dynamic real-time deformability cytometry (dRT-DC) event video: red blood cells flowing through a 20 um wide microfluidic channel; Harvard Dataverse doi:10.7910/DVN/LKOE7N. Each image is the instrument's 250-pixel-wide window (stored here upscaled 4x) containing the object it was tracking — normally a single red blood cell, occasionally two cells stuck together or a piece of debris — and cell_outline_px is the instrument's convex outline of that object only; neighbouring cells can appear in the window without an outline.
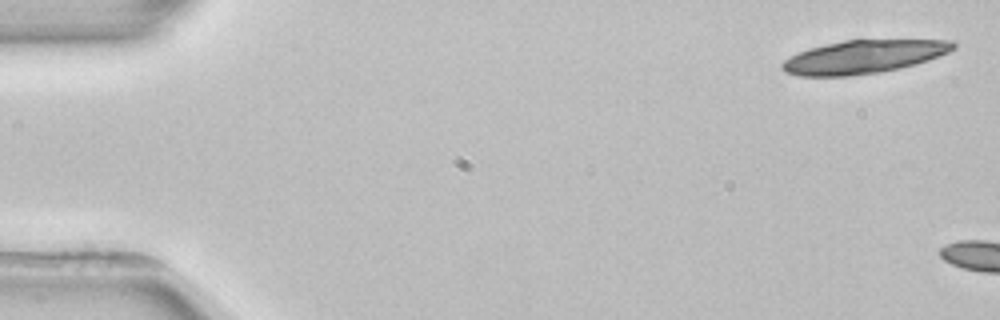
{"species": "common noctule bat (a hibernating species)", "species_latin": "Nyctalus noctula", "temperature_condition": "room temperature", "stored_images_in_passage": 2, "camera_frame_rate_fps": 3000, "um_per_image_px": 0.085, "animal": {"sex": "female", "body_mass_g": 22.7, "forearm_length_mm": 54.2}, "frame": {"image": 1, "passage_image": 1, "time_ms": 0.0, "image_size_px": [1000, 320], "cell_outline_px": [[956, 48], [948, 52], [928, 60], [916, 64], [900, 68], [880, 72], [848, 76], [800, 76], [784, 72], [780, 68], [780, 64], [784, 60], [808, 48], [844, 40], [952, 40], [956, 44]], "centroid_in_image_um": [73.39, 4.83], "position_along_channel_um": 11.6, "area_um2": 33.12}}